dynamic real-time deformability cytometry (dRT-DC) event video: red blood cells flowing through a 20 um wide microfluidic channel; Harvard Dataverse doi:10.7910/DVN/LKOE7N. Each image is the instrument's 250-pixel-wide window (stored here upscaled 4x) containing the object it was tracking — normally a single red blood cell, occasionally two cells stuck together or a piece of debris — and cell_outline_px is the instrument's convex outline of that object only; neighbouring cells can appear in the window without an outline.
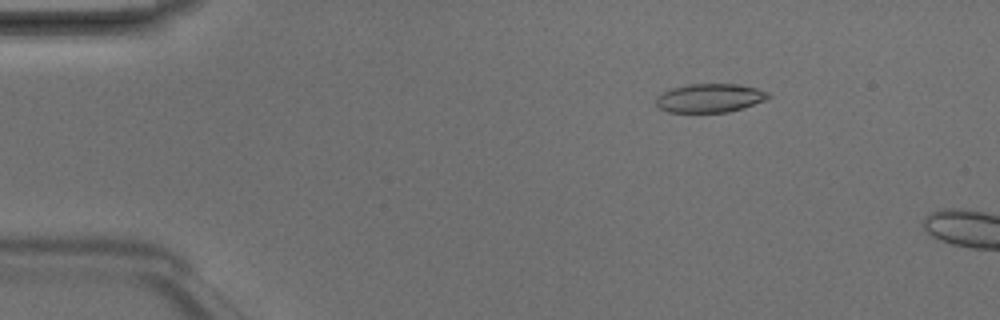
{"species": "Egyptian fruit bat (a non-hibernating species)", "species_latin": "Rousettus aegyptiacus", "temperature_condition": "room temperature", "stored_images_in_passage": 4, "camera_frame_rate_fps": 3000, "um_per_image_px": 0.085, "animal": {"sex": "male"}, "frame": {"image": 1, "passage_image": 3, "time_ms": 0.667, "image_size_px": [1000, 320], "cell_outline_px": [[772, 96], [764, 100], [728, 112], [668, 112], [656, 108], [656, 96], [668, 88], [688, 84], [736, 84], [756, 88], [768, 92]], "centroid_in_image_um": [60.25, 8.32], "position_along_channel_um": 24.7, "area_um2": 18.84}}